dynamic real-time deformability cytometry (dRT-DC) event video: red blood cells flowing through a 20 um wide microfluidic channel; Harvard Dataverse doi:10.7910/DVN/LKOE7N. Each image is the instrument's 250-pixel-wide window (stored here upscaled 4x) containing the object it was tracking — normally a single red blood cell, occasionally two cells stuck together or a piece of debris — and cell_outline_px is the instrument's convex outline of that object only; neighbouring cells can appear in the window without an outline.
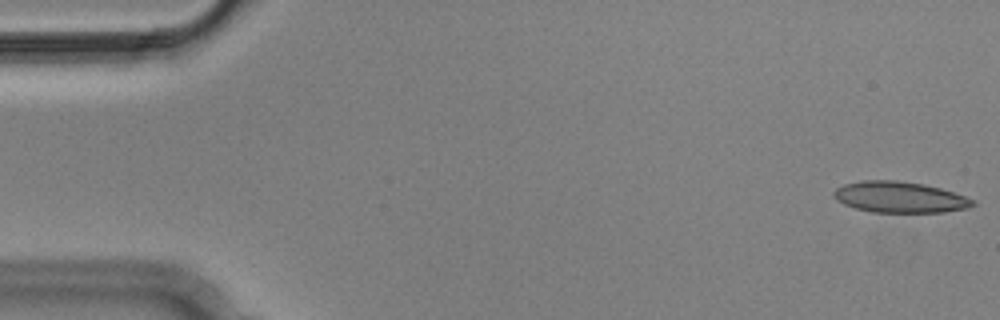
{"species": "Egyptian fruit bat (a non-hibernating species)", "species_latin": "Rousettus aegyptiacus", "temperature_condition": "cold", "stored_images_in_passage": 6, "camera_frame_rate_fps": 3000, "um_per_image_px": 0.085, "animal": {"sex": "male"}, "frame": {"image": 1, "passage_image": 1, "time_ms": 0.0, "image_size_px": [1000, 320], "cell_outline_px": [[976, 204], [968, 208], [944, 212], [872, 212], [856, 208], [844, 204], [836, 200], [832, 196], [832, 192], [836, 188], [844, 184], [860, 180], [896, 180], [924, 184], [940, 188], [976, 200]], "centroid_in_image_um": [76.45, 16.75], "position_along_channel_um": 8.5, "area_um2": 25.26}}